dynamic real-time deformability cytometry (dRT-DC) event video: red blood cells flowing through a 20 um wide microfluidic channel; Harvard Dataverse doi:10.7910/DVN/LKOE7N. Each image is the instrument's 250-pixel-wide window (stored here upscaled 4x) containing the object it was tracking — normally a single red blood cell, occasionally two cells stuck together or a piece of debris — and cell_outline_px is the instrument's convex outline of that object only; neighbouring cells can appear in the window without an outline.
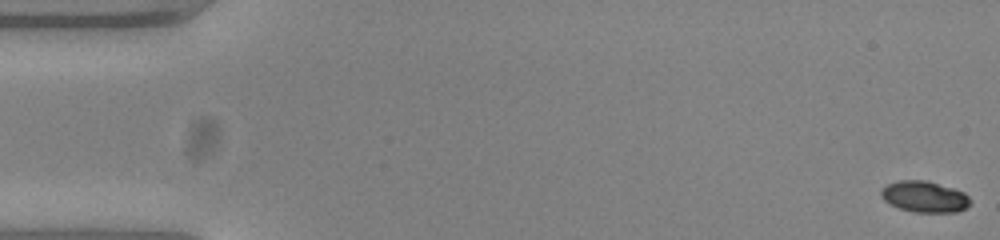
{"species": "common noctule bat (a hibernating species)", "species_latin": "Nyctalus noctula", "temperature_condition": "warm", "stored_images_in_passage": 54, "camera_frame_rate_fps": 3000, "um_per_image_px": 0.085, "animal": {"sex": "female", "body_mass_g": 23.0, "forearm_length_mm": 53.4}, "frame": {"image": 1, "passage_image": 1, "time_ms": 0.0, "image_size_px": [1000, 240], "cell_outline_px": [[972, 200], [964, 208], [956, 212], [916, 212], [900, 208], [888, 204], [880, 196], [880, 188], [888, 184], [900, 180], [924, 180], [952, 188], [964, 192]], "centroid_in_image_um": [78.54, 16.72], "position_along_channel_um": 6.5, "area_um2": 16.13}}
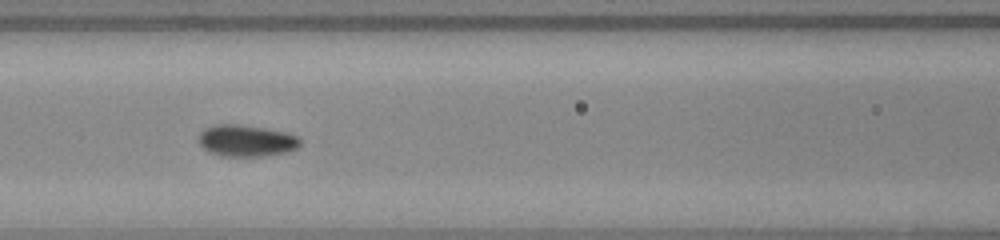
{"frame": {"image": 2, "passage_image": 24, "time_ms": 7.667, "image_size_px": [1000, 240], "cell_outline_px": [[300, 144], [296, 148], [284, 152], [264, 156], [224, 156], [212, 152], [204, 148], [200, 144], [200, 132], [204, 128], [216, 124], [240, 124], [264, 128], [284, 132], [296, 136], [300, 140]], "centroid_in_image_um": [20.92, 11.95], "position_along_channel_um": 145.7, "area_um2": 18.38}}
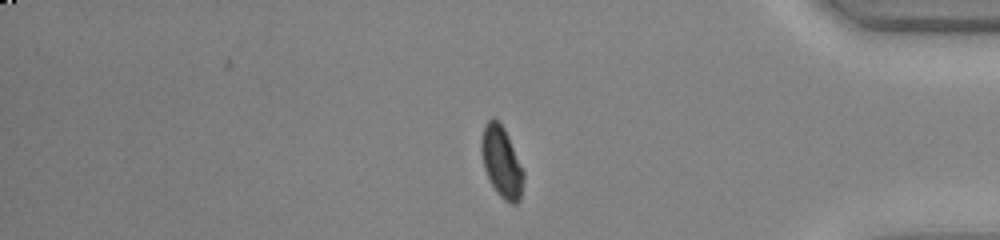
{"frame": {"image": 3, "passage_image": 46, "time_ms": 15.0, "image_size_px": [1000, 240], "cell_outline_px": [[524, 180], [520, 200], [516, 204], [508, 204], [496, 192], [484, 168], [480, 148], [480, 140], [484, 124], [488, 120], [496, 120], [504, 128], [508, 136], [524, 172]], "centroid_in_image_um": [42.63, 13.8], "position_along_channel_um": 392.6, "area_um2": 17.4}}